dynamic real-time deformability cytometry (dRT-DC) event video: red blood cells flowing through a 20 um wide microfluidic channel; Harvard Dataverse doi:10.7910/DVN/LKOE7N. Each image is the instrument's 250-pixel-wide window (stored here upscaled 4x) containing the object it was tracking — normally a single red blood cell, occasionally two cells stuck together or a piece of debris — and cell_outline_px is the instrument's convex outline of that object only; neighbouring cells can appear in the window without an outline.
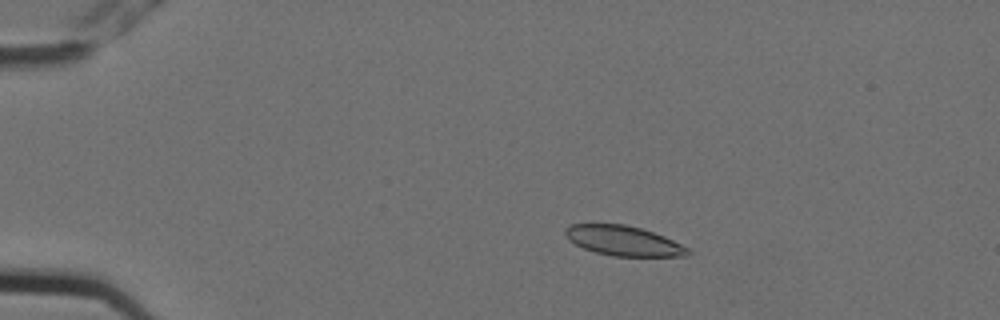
{"species": "Egyptian fruit bat (a non-hibernating species)", "species_latin": "Rousettus aegyptiacus", "temperature_condition": "cold", "stored_images_in_passage": 4, "camera_frame_rate_fps": 3000, "um_per_image_px": 0.085, "animal": {"sex": "female"}, "frame": {"image": 1, "passage_image": 3, "time_ms": 0.667, "image_size_px": [1000, 320], "cell_outline_px": [[692, 252], [688, 256], [612, 256], [596, 252], [584, 248], [568, 240], [564, 232], [564, 228], [572, 224], [624, 224], [640, 228], [664, 236], [688, 248]], "centroid_in_image_um": [52.98, 20.47], "position_along_channel_um": 32.0, "area_um2": 21.21}}